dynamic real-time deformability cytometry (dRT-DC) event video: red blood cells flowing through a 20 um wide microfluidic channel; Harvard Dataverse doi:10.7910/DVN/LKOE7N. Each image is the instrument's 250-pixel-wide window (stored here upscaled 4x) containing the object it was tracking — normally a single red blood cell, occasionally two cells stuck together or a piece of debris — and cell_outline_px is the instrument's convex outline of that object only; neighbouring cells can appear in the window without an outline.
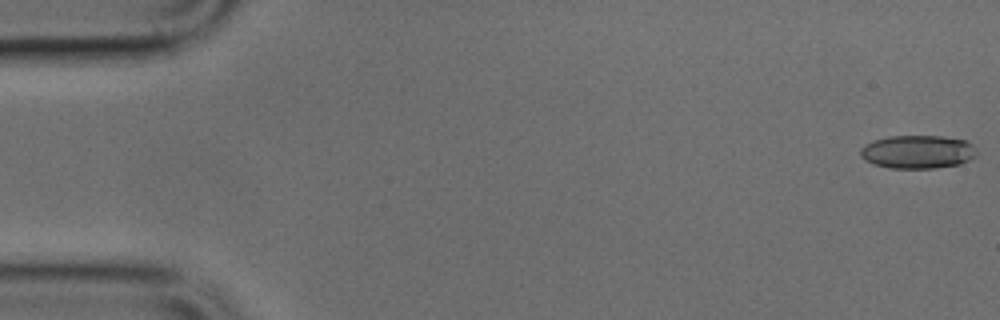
{"species": "common noctule bat (a hibernating species)", "species_latin": "Nyctalus noctula", "temperature_condition": "cold", "stored_images_in_passage": 45, "camera_frame_rate_fps": 3000, "um_per_image_px": 0.085, "animal": {"sex": "male", "body_mass_g": 17.9, "forearm_length_mm": 54.2}, "frame": {"image": 1, "passage_image": 1, "time_ms": 0.0, "image_size_px": [1000, 320], "cell_outline_px": [[976, 156], [960, 164], [936, 168], [888, 168], [872, 164], [864, 160], [860, 156], [860, 148], [876, 140], [888, 136], [944, 136], [964, 140], [972, 144], [976, 152]], "centroid_in_image_um": [77.99, 12.91], "position_along_channel_um": 7.0, "area_um2": 22.6}}
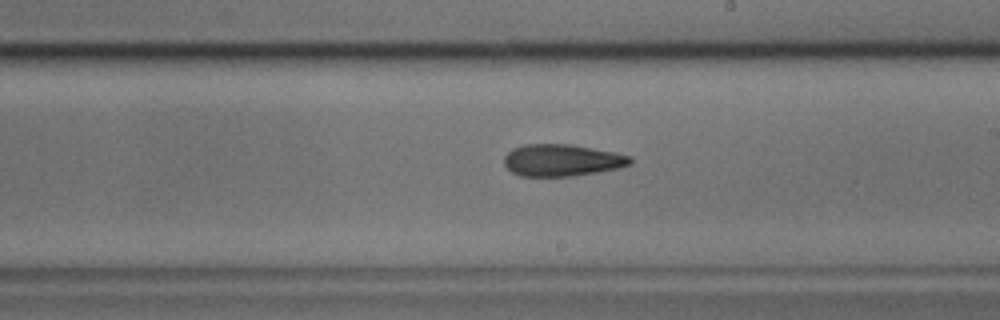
{"frame": {"image": 2, "passage_image": 28, "time_ms": 9.0, "image_size_px": [1000, 320], "cell_outline_px": [[632, 164], [616, 168], [596, 172], [572, 176], [520, 176], [512, 172], [504, 164], [504, 156], [512, 148], [524, 144], [568, 144], [616, 152], [632, 156]], "centroid_in_image_um": [47.76, 13.61], "position_along_channel_um": 241.2, "area_um2": 23.47}}
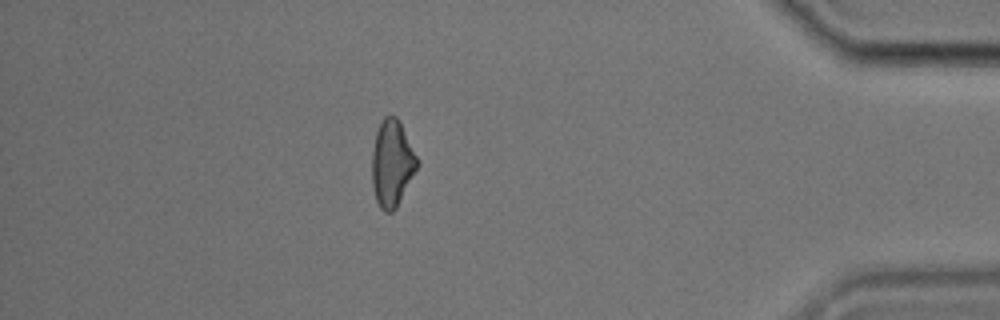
{"frame": {"image": 3, "passage_image": 43, "time_ms": 14.0, "image_size_px": [1000, 320], "cell_outline_px": [[420, 164], [396, 208], [392, 212], [384, 212], [380, 208], [376, 200], [372, 184], [372, 152], [376, 132], [384, 116], [388, 112], [396, 116], [400, 120], [420, 160]], "centroid_in_image_um": [33.35, 13.84], "position_along_channel_um": 401.9, "area_um2": 23.29}}